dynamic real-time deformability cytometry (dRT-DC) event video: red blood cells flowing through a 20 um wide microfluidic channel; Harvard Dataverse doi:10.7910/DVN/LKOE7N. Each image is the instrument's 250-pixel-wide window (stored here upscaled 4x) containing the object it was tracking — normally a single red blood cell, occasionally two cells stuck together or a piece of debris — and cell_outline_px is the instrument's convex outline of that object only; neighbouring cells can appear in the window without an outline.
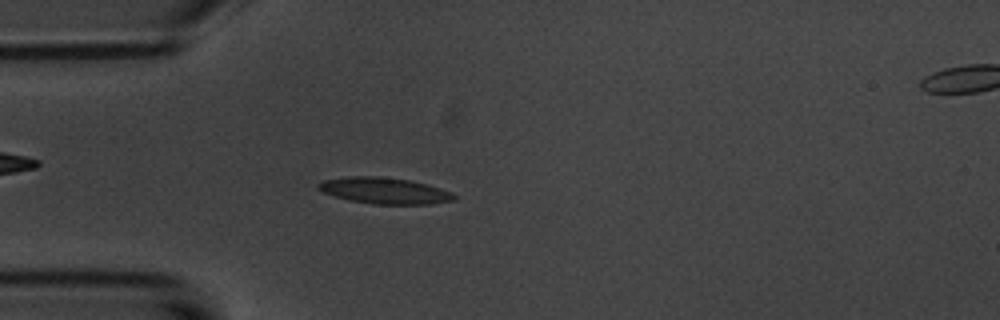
{"species": "common noctule bat (a hibernating species)", "species_latin": "Nyctalus noctula", "temperature_condition": "room temperature", "stored_images_in_passage": 56, "camera_frame_rate_fps": 3000, "um_per_image_px": 0.085, "animal": {"sex": "male", "body_mass_g": 20.1, "forearm_length_mm": 53.5}, "frame": {"image": 1, "passage_image": 15, "time_ms": 4.667, "image_size_px": [1000, 320], "cell_outline_px": [[456, 200], [432, 204], [372, 204], [348, 200], [324, 192], [316, 188], [316, 184], [324, 180], [348, 176], [380, 176], [412, 180], [428, 184], [452, 192], [456, 196]], "centroid_in_image_um": [32.71, 16.2], "position_along_channel_um": 52.3, "area_um2": 20.98}}
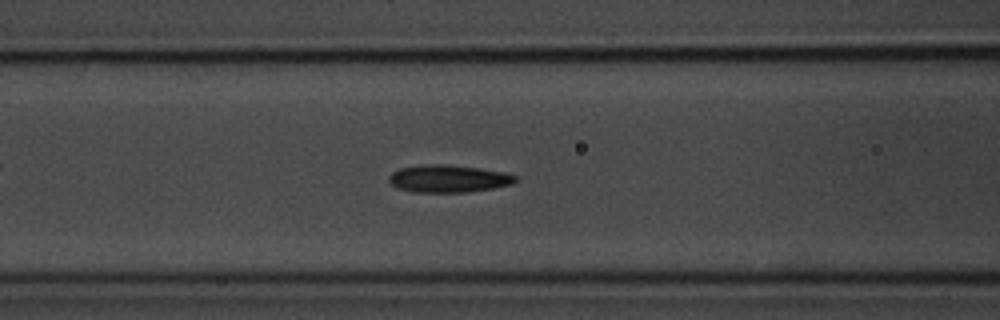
{"frame": {"image": 2, "passage_image": 22, "time_ms": 7.0, "image_size_px": [1000, 320], "cell_outline_px": [[520, 180], [512, 184], [492, 188], [468, 192], [412, 192], [396, 188], [388, 180], [388, 176], [392, 172], [400, 168], [432, 164], [440, 164], [480, 168], [504, 172], [516, 176]], "centroid_in_image_um": [38.12, 15.19], "position_along_channel_um": 128.5, "area_um2": 20.23}}
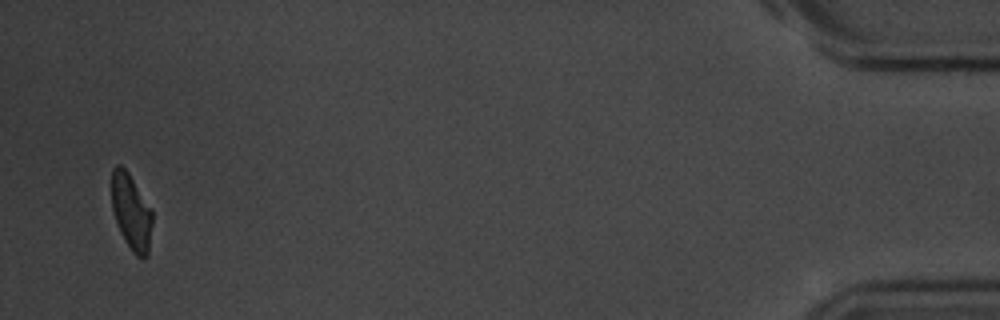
{"frame": {"image": 3, "passage_image": 54, "time_ms": 17.667, "image_size_px": [1000, 320], "cell_outline_px": [[152, 224], [148, 256], [144, 260], [140, 260], [132, 252], [124, 240], [120, 232], [112, 208], [112, 168], [116, 164], [120, 164], [128, 172], [152, 208]], "centroid_in_image_um": [11.18, 18.05], "position_along_channel_um": 424.0, "area_um2": 18.26}, "authors_computed_cell_mechanics": {"area_um2": 19.6809, "velocity_mm_per_s": 3.5671, "shape_relaxation_time_tau1_ms": 2.7559, "shape_relaxation_time_tau2_ms": 3.0342, "deformation_change_tau1": 0.1171, "deformation_change_tau2": 0.087}}